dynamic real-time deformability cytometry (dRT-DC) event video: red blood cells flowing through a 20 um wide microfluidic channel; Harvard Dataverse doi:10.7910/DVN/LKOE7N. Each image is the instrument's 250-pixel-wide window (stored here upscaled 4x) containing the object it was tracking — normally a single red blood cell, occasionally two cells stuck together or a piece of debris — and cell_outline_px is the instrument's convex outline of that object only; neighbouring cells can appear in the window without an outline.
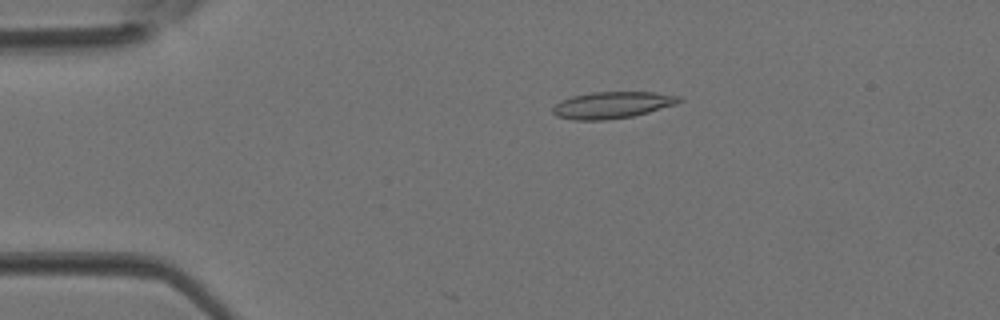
{"species": "Egyptian fruit bat (a non-hibernating species)", "species_latin": "Rousettus aegyptiacus", "temperature_condition": "room temperature", "stored_images_in_passage": 3, "camera_frame_rate_fps": 3000, "um_per_image_px": 0.085, "animal": {"sex": "female"}, "frame": {"image": 1, "passage_image": 3, "time_ms": 0.667, "image_size_px": [1000, 320], "cell_outline_px": [[684, 100], [676, 104], [648, 112], [632, 116], [604, 120], [572, 120], [556, 116], [552, 112], [552, 108], [560, 100], [572, 96], [592, 92], [656, 92], [680, 96]], "centroid_in_image_um": [52.03, 8.92], "position_along_channel_um": 33.0, "area_um2": 19.71}}